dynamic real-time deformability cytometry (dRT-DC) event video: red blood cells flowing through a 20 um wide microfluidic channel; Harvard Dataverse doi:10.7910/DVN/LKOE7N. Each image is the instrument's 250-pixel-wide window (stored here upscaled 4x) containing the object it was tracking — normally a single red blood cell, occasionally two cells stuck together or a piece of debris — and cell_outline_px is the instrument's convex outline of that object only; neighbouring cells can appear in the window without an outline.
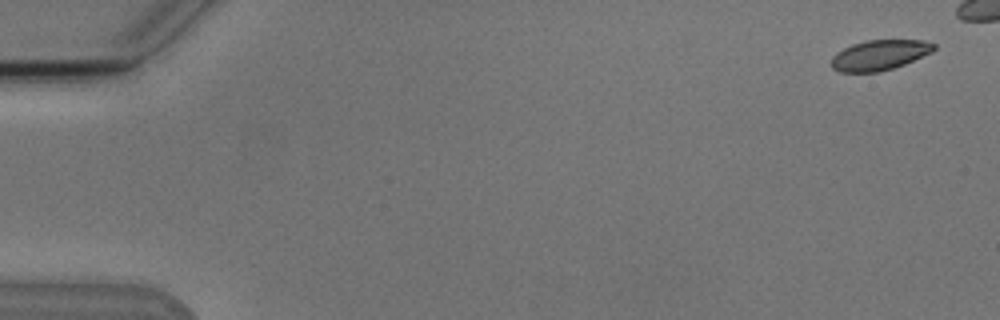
{"species": "Egyptian fruit bat (a non-hibernating species)", "species_latin": "Rousettus aegyptiacus", "temperature_condition": "cold", "stored_images_in_passage": 6, "camera_frame_rate_fps": 3000, "um_per_image_px": 0.085, "animal": {"sex": "male"}, "frame": {"image": 1, "passage_image": 1, "time_ms": 0.0, "image_size_px": [1000, 320], "cell_outline_px": [[936, 48], [932, 52], [904, 64], [880, 72], [840, 72], [832, 68], [832, 56], [836, 52], [852, 44], [868, 40], [924, 40], [936, 44]], "centroid_in_image_um": [74.76, 4.68], "position_along_channel_um": 10.2, "area_um2": 18.03}}